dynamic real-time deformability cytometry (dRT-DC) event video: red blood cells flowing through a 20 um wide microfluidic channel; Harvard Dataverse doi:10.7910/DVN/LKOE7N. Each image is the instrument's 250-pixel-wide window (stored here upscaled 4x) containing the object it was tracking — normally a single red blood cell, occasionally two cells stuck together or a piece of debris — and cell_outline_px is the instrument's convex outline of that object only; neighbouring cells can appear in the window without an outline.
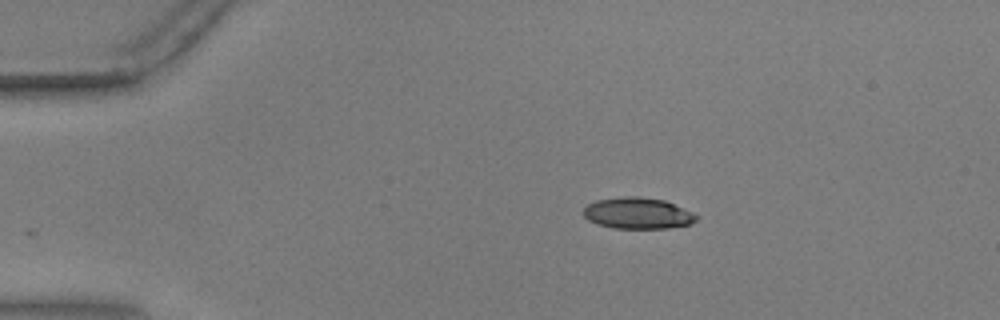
{"species": "common noctule bat (a hibernating species)", "species_latin": "Nyctalus noctula", "temperature_condition": "warm", "stored_images_in_passage": 47, "camera_frame_rate_fps": 3000, "um_per_image_px": 0.085, "animal": {"sex": "male", "body_mass_g": 17.9, "forearm_length_mm": 54.2}, "frame": {"image": 1, "passage_image": 2, "time_ms": 0.333, "image_size_px": [1000, 320], "cell_outline_px": [[696, 220], [692, 224], [668, 228], [616, 228], [596, 224], [588, 220], [584, 216], [584, 208], [588, 204], [596, 200], [620, 196], [640, 196], [664, 200], [692, 212], [696, 216]], "centroid_in_image_um": [54.18, 18.12], "position_along_channel_um": 30.8, "area_um2": 20.58}}
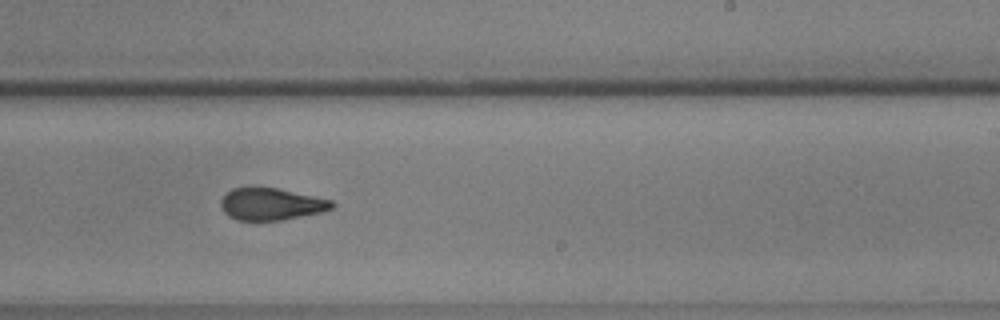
{"frame": {"image": 2, "passage_image": 26, "time_ms": 8.333, "image_size_px": [1000, 320], "cell_outline_px": [[336, 204], [332, 208], [320, 212], [280, 220], [236, 220], [228, 216], [224, 212], [220, 204], [220, 200], [232, 188], [276, 188], [332, 200]], "centroid_in_image_um": [23.03, 17.35], "position_along_channel_um": 266.0, "area_um2": 20.4}}
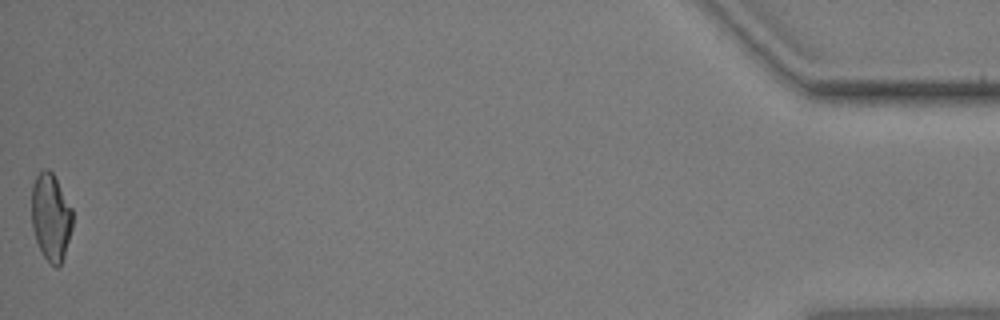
{"frame": {"image": 3, "passage_image": 47, "time_ms": 15.333, "image_size_px": [1000, 320], "cell_outline_px": [[72, 228], [64, 256], [60, 264], [56, 268], [44, 256], [36, 240], [32, 228], [32, 184], [36, 176], [44, 168], [48, 168], [52, 172], [72, 208]], "centroid_in_image_um": [4.32, 18.43], "position_along_channel_um": 430.9, "area_um2": 20.63}, "authors_computed_cell_mechanics": {"area_um2": 21.5016, "velocity_mm_per_s": 3.6528, "shape_relaxation_time_tau1_ms": 7.0025, "shape_relaxation_time_tau2_ms": 1.8348, "deformation_change_tau1": 0.1905, "deformation_change_tau2": 0.098}}